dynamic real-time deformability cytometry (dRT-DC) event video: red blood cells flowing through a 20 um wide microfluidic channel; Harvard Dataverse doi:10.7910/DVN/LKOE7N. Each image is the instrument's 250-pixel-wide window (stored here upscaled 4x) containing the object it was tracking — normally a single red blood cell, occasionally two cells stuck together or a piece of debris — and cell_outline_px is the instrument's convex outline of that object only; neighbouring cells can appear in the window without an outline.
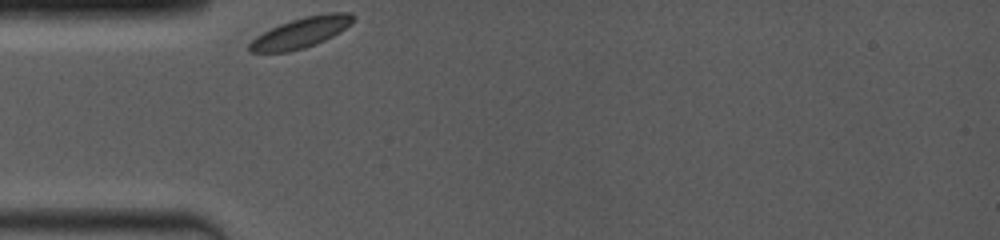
{"species": "common noctule bat (a hibernating species)", "species_latin": "Nyctalus noctula", "temperature_condition": "room temperature", "stored_images_in_passage": 39, "camera_frame_rate_fps": 4000, "um_per_image_px": 0.085, "animal": {"sex": "female", "body_mass_g": 19.0, "forearm_length_mm": 53.3}, "frame": {"image": 1, "passage_image": 1, "time_ms": 0.0, "image_size_px": [1000, 240], "cell_outline_px": [[356, 16], [344, 28], [332, 36], [316, 44], [304, 48], [288, 52], [248, 52], [248, 44], [256, 36], [280, 24], [304, 16], [328, 12], [352, 12]], "centroid_in_image_um": [25.56, 2.77], "position_along_channel_um": 59.4, "area_um2": 18.21}}
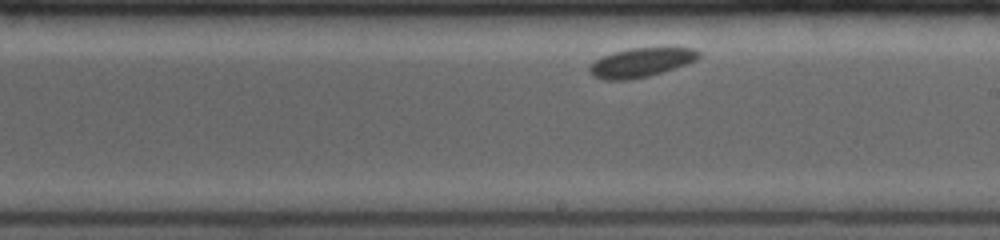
{"frame": {"image": 2, "passage_image": 20, "time_ms": 5.0, "image_size_px": [1000, 240], "cell_outline_px": [[700, 56], [696, 60], [688, 64], [648, 76], [632, 80], [604, 80], [592, 76], [588, 72], [588, 68], [596, 60], [612, 52], [628, 48], [696, 48], [700, 52]], "centroid_in_image_um": [54.48, 5.32], "position_along_channel_um": 234.5, "area_um2": 18.61}}
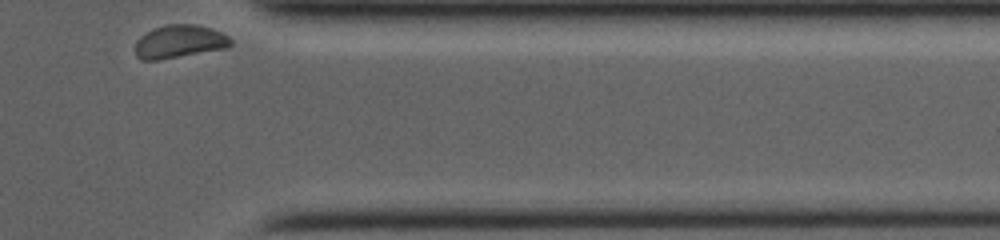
{"frame": {"image": 3, "passage_image": 39, "time_ms": 9.5, "image_size_px": [1000, 240], "cell_outline_px": [[232, 44], [228, 48], [156, 60], [140, 60], [136, 56], [136, 40], [140, 36], [152, 28], [168, 24], [196, 24], [212, 28], [228, 36], [232, 40]], "centroid_in_image_um": [15.25, 3.52], "position_along_channel_um": 396.2, "area_um2": 18.5}}